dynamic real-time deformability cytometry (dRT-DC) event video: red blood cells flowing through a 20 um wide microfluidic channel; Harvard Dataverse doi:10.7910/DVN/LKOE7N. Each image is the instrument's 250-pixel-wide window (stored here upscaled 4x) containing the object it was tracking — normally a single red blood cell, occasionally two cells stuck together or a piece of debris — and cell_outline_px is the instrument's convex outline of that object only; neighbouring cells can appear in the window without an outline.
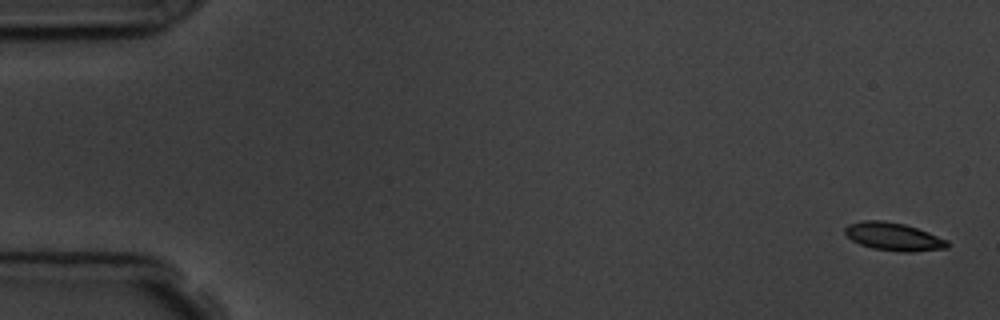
{"species": "common noctule bat (a hibernating species)", "species_latin": "Nyctalus noctula", "temperature_condition": "room temperature", "stored_images_in_passage": 5, "camera_frame_rate_fps": 3000, "um_per_image_px": 0.085, "animal": {"sex": "male", "body_mass_g": 19.5, "forearm_length_mm": 54.6}, "frame": {"image": 1, "passage_image": 1, "time_ms": 0.0, "image_size_px": [1000, 320], "cell_outline_px": [[948, 248], [912, 252], [904, 252], [872, 248], [860, 244], [852, 240], [844, 232], [844, 228], [848, 224], [864, 220], [884, 220], [904, 224], [928, 232], [948, 240]], "centroid_in_image_um": [75.95, 20.11], "position_along_channel_um": 9.1, "area_um2": 16.65}}
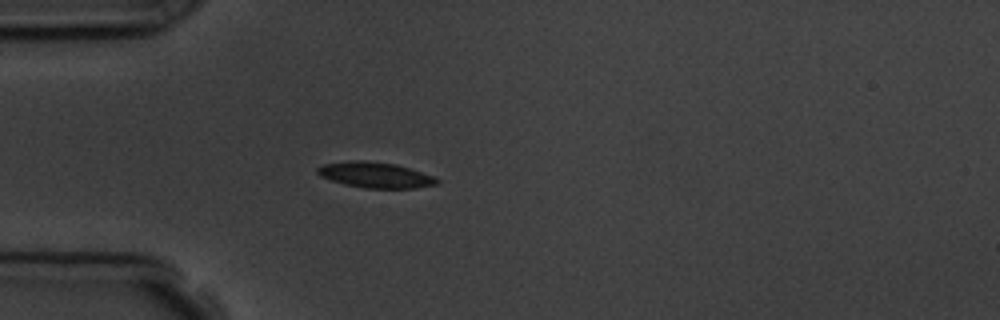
{"frame": {"image": 2, "passage_image": 5, "time_ms": 4.667, "image_size_px": [1000, 320], "cell_outline_px": [[440, 180], [436, 184], [416, 188], [364, 188], [344, 184], [320, 176], [316, 172], [316, 168], [324, 164], [356, 160], [364, 160], [396, 164], [436, 176]], "centroid_in_image_um": [31.93, 14.87], "position_along_channel_um": 53.1, "area_um2": 17.86}}